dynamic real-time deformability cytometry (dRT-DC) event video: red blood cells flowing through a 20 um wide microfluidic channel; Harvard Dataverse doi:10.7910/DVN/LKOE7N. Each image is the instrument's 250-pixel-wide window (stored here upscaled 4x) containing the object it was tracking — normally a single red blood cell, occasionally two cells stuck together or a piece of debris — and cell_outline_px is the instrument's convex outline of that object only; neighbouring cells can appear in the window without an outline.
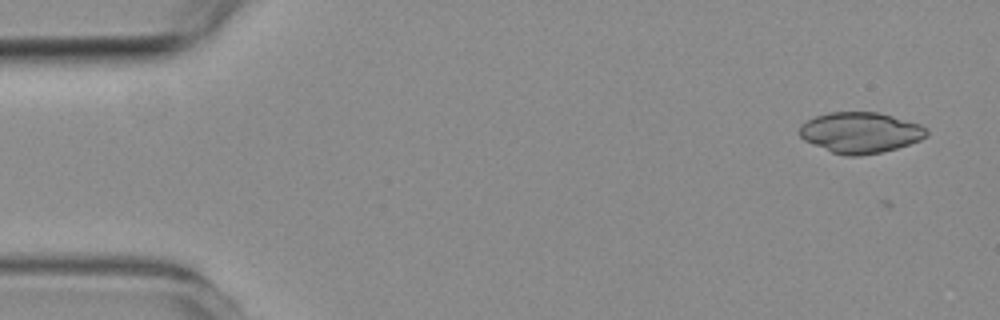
{"species": "common noctule bat (a hibernating species)", "species_latin": "Nyctalus noctula", "temperature_condition": "room temperature", "stored_images_in_passage": 6, "camera_frame_rate_fps": 3000, "um_per_image_px": 0.085, "animal": {"sex": "female", "body_mass_g": 19.3, "forearm_length_mm": 54.1}, "frame": {"image": 1, "passage_image": 2, "time_ms": 1.0, "image_size_px": [1000, 320], "cell_outline_px": [[928, 136], [920, 140], [896, 148], [880, 152], [860, 156], [848, 156], [832, 152], [804, 140], [800, 136], [800, 124], [816, 116], [828, 112], [880, 112], [920, 124], [928, 128]], "centroid_in_image_um": [73.15, 11.26], "position_along_channel_um": 11.8, "area_um2": 30.17}}